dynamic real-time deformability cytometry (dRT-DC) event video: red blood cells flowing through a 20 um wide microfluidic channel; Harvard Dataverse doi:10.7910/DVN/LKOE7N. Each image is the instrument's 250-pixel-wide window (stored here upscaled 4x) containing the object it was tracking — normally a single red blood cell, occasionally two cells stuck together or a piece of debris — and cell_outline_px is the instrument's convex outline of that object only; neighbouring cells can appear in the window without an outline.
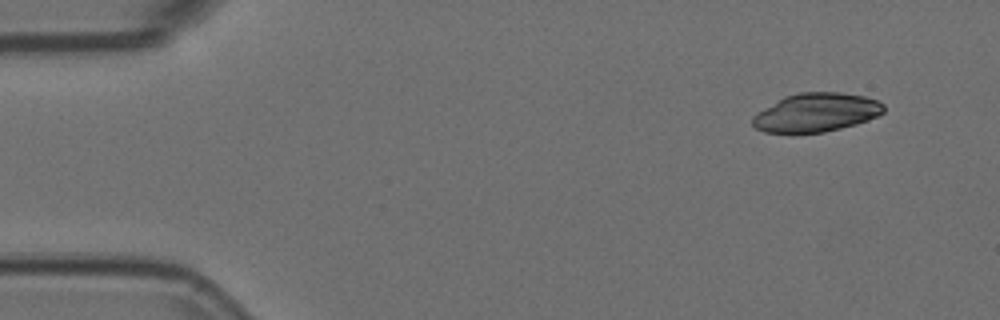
{"species": "Egyptian fruit bat (a non-hibernating species)", "species_latin": "Rousettus aegyptiacus", "temperature_condition": "room temperature", "stored_images_in_passage": 5, "camera_frame_rate_fps": 3000, "um_per_image_px": 0.085, "animal": {"sex": "female"}, "frame": {"image": 1, "passage_image": 5, "time_ms": 1.333, "image_size_px": [1000, 320], "cell_outline_px": [[884, 112], [868, 120], [856, 124], [824, 132], [764, 132], [756, 128], [752, 124], [752, 116], [756, 112], [784, 96], [800, 92], [840, 92], [864, 96], [876, 100], [884, 104]], "centroid_in_image_um": [69.36, 9.55], "position_along_channel_um": 15.6, "area_um2": 29.48}}